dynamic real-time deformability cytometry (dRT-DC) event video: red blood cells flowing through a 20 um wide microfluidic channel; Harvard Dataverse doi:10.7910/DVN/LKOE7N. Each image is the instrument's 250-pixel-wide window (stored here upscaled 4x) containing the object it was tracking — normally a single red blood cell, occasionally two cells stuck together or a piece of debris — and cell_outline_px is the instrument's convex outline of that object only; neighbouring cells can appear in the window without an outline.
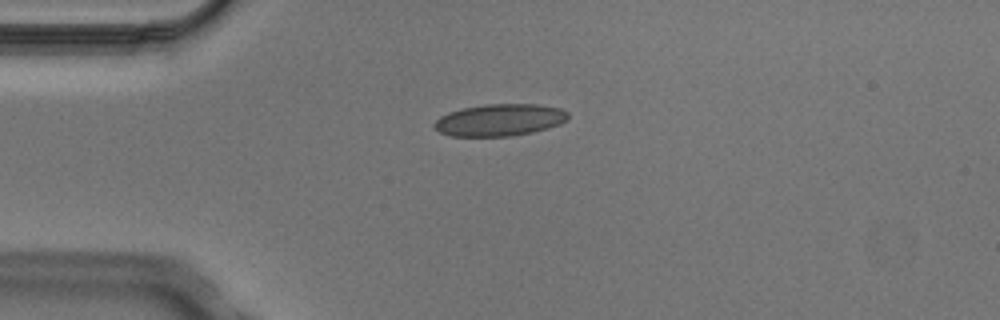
{"species": "Egyptian fruit bat (a non-hibernating species)", "species_latin": "Rousettus aegyptiacus", "temperature_condition": "cold", "stored_images_in_passage": 6, "camera_frame_rate_fps": 3000, "um_per_image_px": 0.085, "animal": {"sex": "male"}, "frame": {"image": 1, "passage_image": 1, "time_ms": 0.0, "image_size_px": [1000, 320], "cell_outline_px": [[568, 120], [560, 124], [548, 128], [532, 132], [512, 136], [448, 136], [440, 132], [432, 124], [440, 116], [448, 112], [460, 108], [484, 104], [536, 104], [560, 108], [568, 112]], "centroid_in_image_um": [42.46, 10.19], "position_along_channel_um": 42.5, "area_um2": 25.14}}
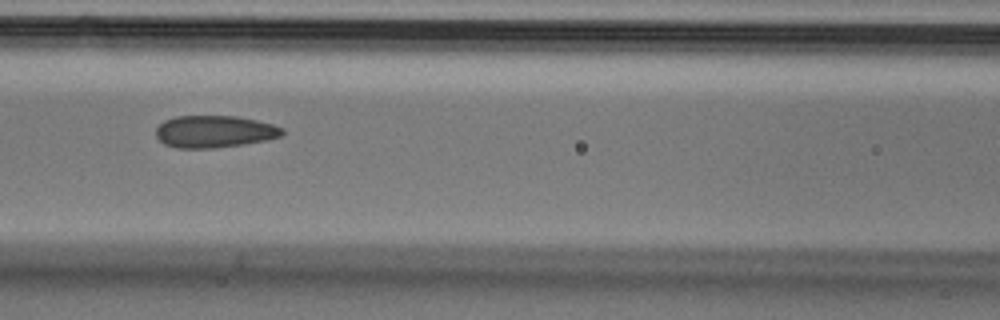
{"frame": {"image": 2, "passage_image": 4, "time_ms": 1.0, "image_size_px": [1000, 320], "cell_outline_px": [[284, 132], [280, 136], [268, 140], [244, 144], [212, 148], [176, 148], [164, 144], [156, 136], [156, 128], [164, 120], [176, 116], [236, 116], [256, 120], [272, 124], [284, 128]], "centroid_in_image_um": [18.22, 11.18], "position_along_channel_um": 148.4, "area_um2": 23.7}}
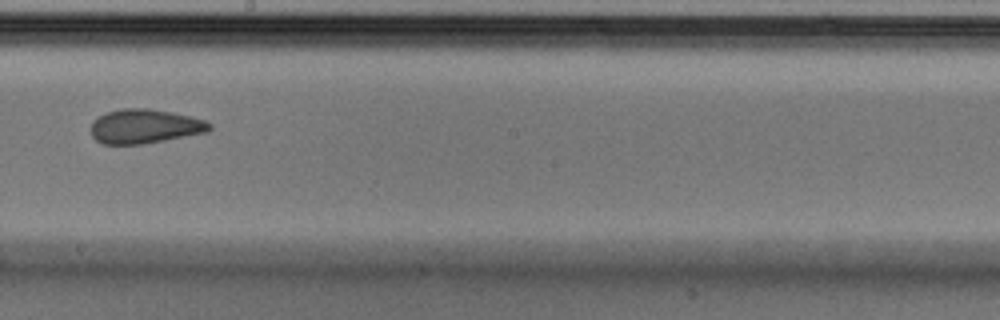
{"frame": {"image": 3, "passage_image": 6, "time_ms": 1.667, "image_size_px": [1000, 320], "cell_outline_px": [[212, 128], [208, 132], [144, 144], [104, 144], [96, 140], [92, 136], [92, 120], [108, 112], [120, 108], [148, 108], [172, 112], [192, 116], [204, 120], [212, 124]], "centroid_in_image_um": [12.33, 10.73], "position_along_channel_um": 235.9, "area_um2": 23.76}}